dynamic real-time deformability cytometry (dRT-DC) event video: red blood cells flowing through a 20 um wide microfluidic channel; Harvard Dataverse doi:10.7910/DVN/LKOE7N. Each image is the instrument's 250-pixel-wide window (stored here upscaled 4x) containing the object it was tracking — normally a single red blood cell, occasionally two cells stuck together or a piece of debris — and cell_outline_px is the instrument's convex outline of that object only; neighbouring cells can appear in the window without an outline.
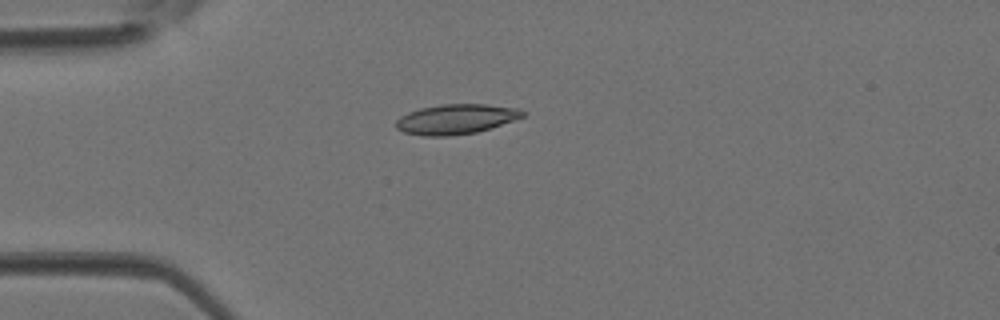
{"species": "Egyptian fruit bat (a non-hibernating species)", "species_latin": "Rousettus aegyptiacus", "temperature_condition": "room temperature", "stored_images_in_passage": 6, "camera_frame_rate_fps": 3000, "um_per_image_px": 0.085, "animal": {"sex": "female"}, "frame": {"image": 1, "passage_image": 5, "time_ms": 1.333, "image_size_px": [1000, 320], "cell_outline_px": [[524, 116], [476, 132], [448, 136], [424, 136], [404, 132], [396, 128], [396, 120], [400, 116], [408, 112], [420, 108], [440, 104], [488, 104], [520, 108], [524, 112]], "centroid_in_image_um": [38.72, 10.11], "position_along_channel_um": 46.3, "area_um2": 21.96}}
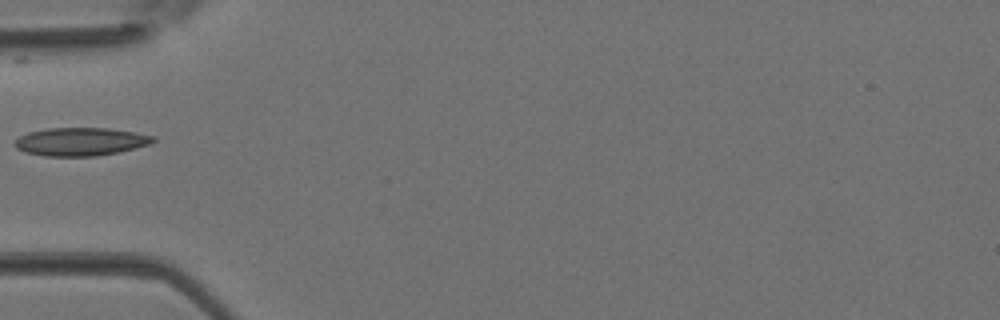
{"frame": {"image": 2, "passage_image": 6, "time_ms": 1.667, "image_size_px": [1000, 320], "cell_outline_px": [[156, 140], [148, 144], [136, 148], [120, 152], [96, 156], [44, 156], [24, 152], [16, 148], [12, 144], [20, 136], [28, 132], [48, 128], [108, 128], [136, 132], [156, 136]], "centroid_in_image_um": [6.85, 12.04], "position_along_channel_um": 78.1, "area_um2": 22.89}}